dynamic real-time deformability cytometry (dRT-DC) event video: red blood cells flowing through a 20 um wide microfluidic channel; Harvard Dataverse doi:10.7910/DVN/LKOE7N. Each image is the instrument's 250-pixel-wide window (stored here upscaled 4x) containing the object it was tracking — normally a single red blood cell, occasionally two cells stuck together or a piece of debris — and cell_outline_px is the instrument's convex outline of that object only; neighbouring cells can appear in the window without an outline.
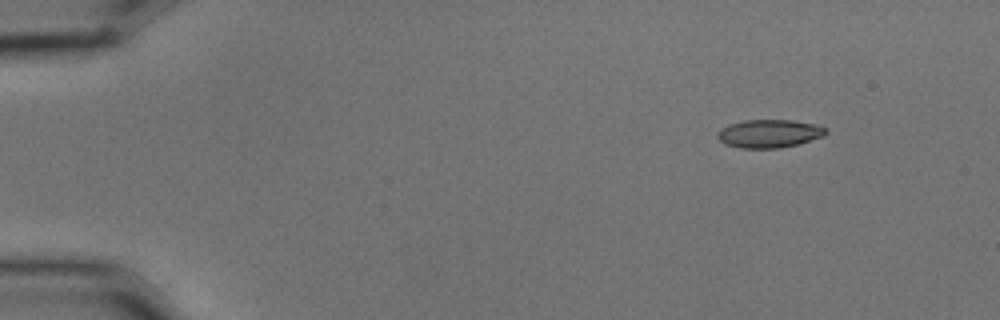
{"species": "common noctule bat (a hibernating species)", "species_latin": "Nyctalus noctula", "temperature_condition": "cold", "stored_images_in_passage": 4, "camera_frame_rate_fps": 3000, "um_per_image_px": 0.085, "animal": {"sex": "male", "body_mass_g": 15.6}, "frame": {"image": 1, "passage_image": 1, "time_ms": 0.0, "image_size_px": [1000, 320], "cell_outline_px": [[828, 132], [824, 136], [796, 144], [780, 148], [740, 148], [724, 144], [716, 136], [720, 128], [728, 124], [744, 120], [792, 120], [816, 124], [828, 128]], "centroid_in_image_um": [65.38, 11.35], "position_along_channel_um": 19.6, "area_um2": 17.92}}
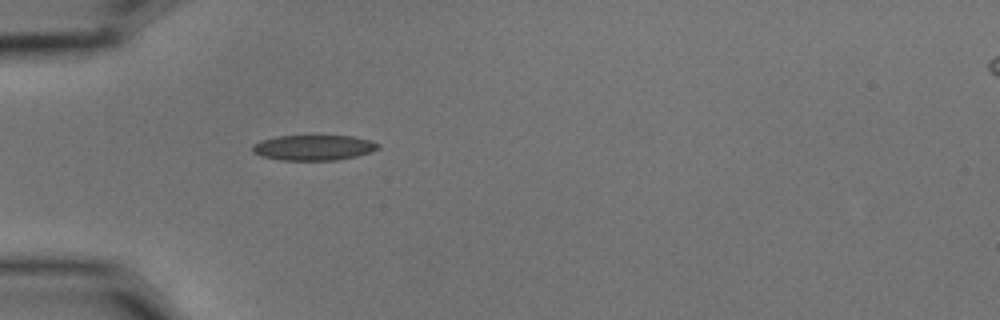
{"frame": {"image": 2, "passage_image": 4, "time_ms": 1.0, "image_size_px": [1000, 320], "cell_outline_px": [[380, 148], [356, 156], [336, 160], [280, 160], [260, 156], [252, 152], [252, 144], [260, 140], [276, 136], [352, 136], [368, 140], [380, 144]], "centroid_in_image_um": [26.59, 12.55], "position_along_channel_um": 58.4, "area_um2": 18.55}}